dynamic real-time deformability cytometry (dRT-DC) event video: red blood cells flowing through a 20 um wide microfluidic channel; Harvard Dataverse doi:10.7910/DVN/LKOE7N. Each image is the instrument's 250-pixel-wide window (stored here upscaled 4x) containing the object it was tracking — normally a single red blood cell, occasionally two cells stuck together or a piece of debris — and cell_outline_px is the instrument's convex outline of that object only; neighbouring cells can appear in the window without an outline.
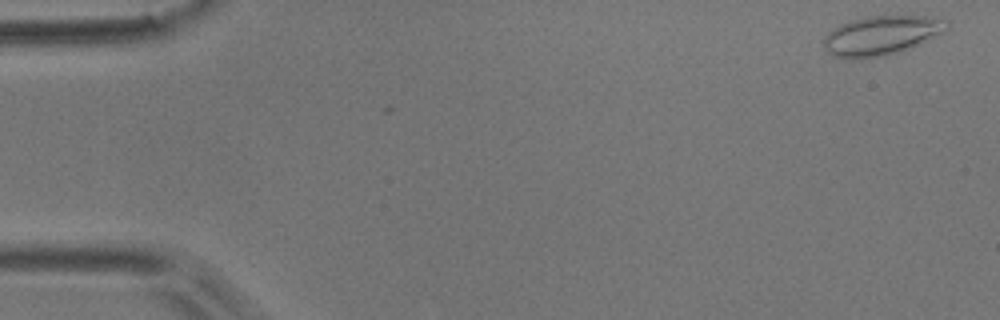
{"species": "common noctule bat (a hibernating species)", "species_latin": "Nyctalus noctula", "temperature_condition": "room temperature", "stored_images_in_passage": 6, "camera_frame_rate_fps": 3000, "um_per_image_px": 0.085, "animal": {"sex": "male", "body_mass_g": 17.9}, "frame": {"image": 1, "passage_image": 1, "time_ms": 0.0, "image_size_px": [1000, 320], "cell_outline_px": [[948, 28], [900, 52], [884, 56], [852, 60], [832, 56], [828, 52], [824, 44], [824, 36], [828, 32], [840, 24], [848, 20], [864, 16], [924, 16], [948, 20]], "centroid_in_image_um": [74.82, 3.02], "position_along_channel_um": 10.2, "area_um2": 28.03}}